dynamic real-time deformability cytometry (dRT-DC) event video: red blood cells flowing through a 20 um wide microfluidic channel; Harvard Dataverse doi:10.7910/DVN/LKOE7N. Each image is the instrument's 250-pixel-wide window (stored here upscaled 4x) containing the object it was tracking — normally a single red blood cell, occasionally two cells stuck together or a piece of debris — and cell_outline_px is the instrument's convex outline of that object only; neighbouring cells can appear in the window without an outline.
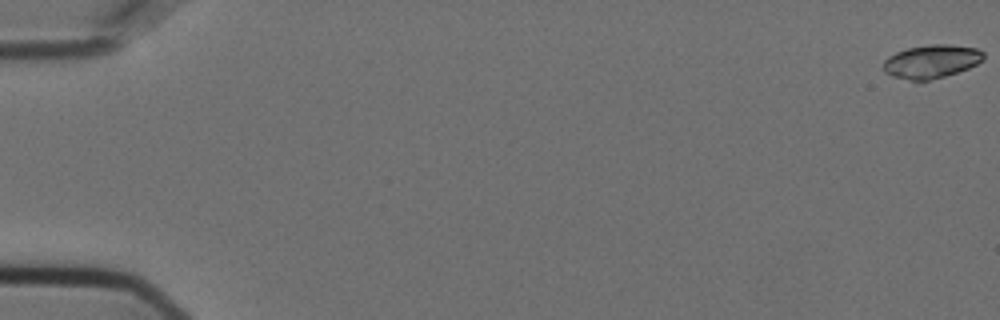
{"species": "Egyptian fruit bat (a non-hibernating species)", "species_latin": "Rousettus aegyptiacus", "temperature_condition": "cold", "stored_images_in_passage": 44, "camera_frame_rate_fps": 3000, "um_per_image_px": 0.085, "animal": {"sex": "female"}, "frame": {"image": 1, "passage_image": 1, "time_ms": 0.0, "image_size_px": [1000, 320], "cell_outline_px": [[984, 60], [968, 68], [944, 76], [928, 80], [912, 80], [892, 76], [884, 72], [884, 60], [888, 56], [896, 52], [908, 48], [932, 44], [948, 44], [976, 48], [984, 52]], "centroid_in_image_um": [79.17, 5.21], "position_along_channel_um": 5.8, "area_um2": 19.31}}
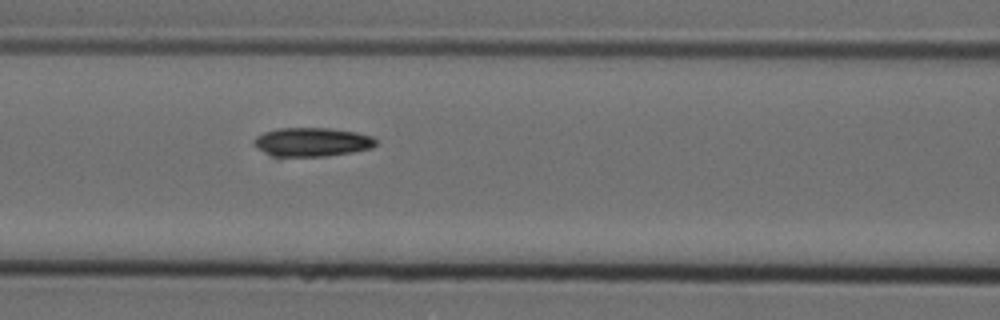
{"frame": {"image": 2, "passage_image": 26, "time_ms": 8.333, "image_size_px": [1000, 320], "cell_outline_px": [[376, 144], [372, 148], [352, 152], [324, 156], [272, 156], [264, 152], [252, 140], [256, 136], [264, 132], [280, 128], [328, 128], [356, 132], [372, 136], [376, 140]], "centroid_in_image_um": [26.54, 12.06], "position_along_channel_um": 140.1, "area_um2": 20.29}}
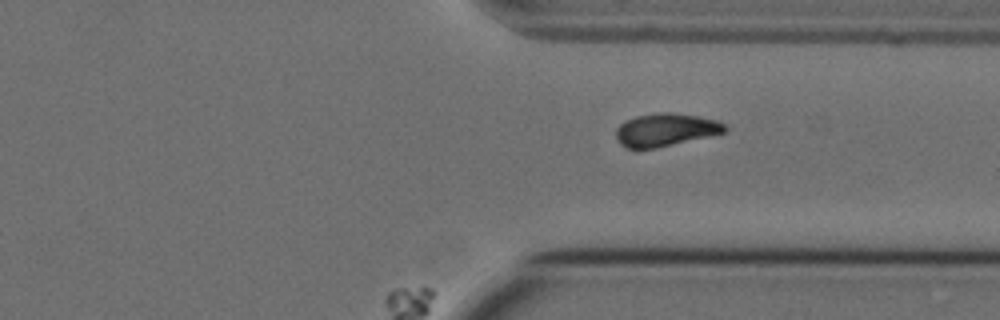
{"frame": {"image": 3, "passage_image": 44, "time_ms": 14.333, "image_size_px": [1000, 320], "cell_outline_px": [[728, 128], [724, 132], [708, 136], [656, 148], [628, 148], [620, 144], [616, 136], [616, 128], [620, 124], [636, 116], [660, 112], [668, 112], [696, 116], [716, 120], [724, 124]], "centroid_in_image_um": [56.55, 11.03], "position_along_channel_um": 354.8, "area_um2": 20.46}}